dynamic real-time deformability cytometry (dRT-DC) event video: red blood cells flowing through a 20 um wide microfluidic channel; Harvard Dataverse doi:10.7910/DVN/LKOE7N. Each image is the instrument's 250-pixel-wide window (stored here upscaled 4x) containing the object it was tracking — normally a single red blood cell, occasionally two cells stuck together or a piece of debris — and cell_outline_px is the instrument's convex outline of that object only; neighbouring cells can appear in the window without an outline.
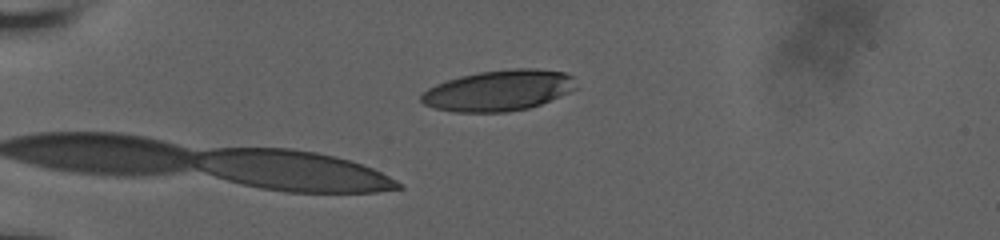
{"species": "human", "species_latin": "Homo sapiens", "temperature_condition": "room temperature", "stored_images_in_passage": 2, "camera_frame_rate_fps": 3000, "um_per_image_px": 0.085, "donor": {"sex": "male"}, "frame": {"image": 1, "passage_image": 2, "time_ms": 1.0, "image_size_px": [1000, 240], "cell_outline_px": [[576, 88], [568, 92], [540, 104], [528, 108], [504, 112], [452, 112], [436, 108], [424, 104], [420, 100], [420, 96], [428, 88], [436, 84], [460, 76], [480, 72], [512, 68], [536, 68], [564, 72], [576, 76]], "centroid_in_image_um": [42.4, 7.68], "position_along_channel_um": 42.6, "area_um2": 36.82}}